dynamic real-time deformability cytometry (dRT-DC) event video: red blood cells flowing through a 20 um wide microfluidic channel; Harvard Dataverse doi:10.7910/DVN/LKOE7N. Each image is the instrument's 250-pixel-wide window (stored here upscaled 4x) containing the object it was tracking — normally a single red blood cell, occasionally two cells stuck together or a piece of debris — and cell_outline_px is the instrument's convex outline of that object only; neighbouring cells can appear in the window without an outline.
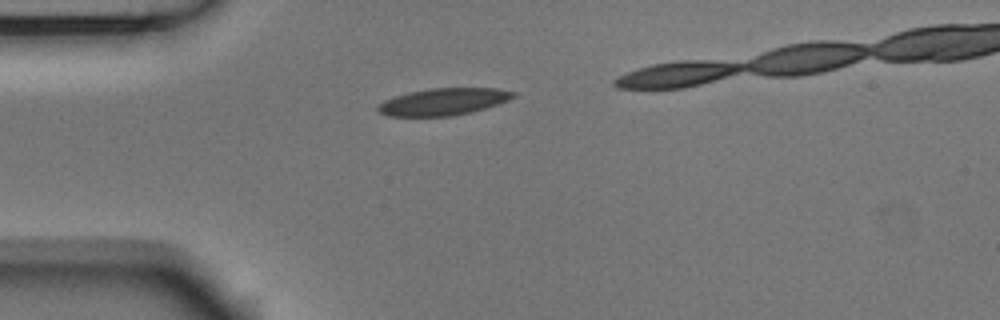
{"species": "Egyptian fruit bat (a non-hibernating species)", "species_latin": "Rousettus aegyptiacus", "temperature_condition": "room temperature", "stored_images_in_passage": 31, "camera_frame_rate_fps": 3000, "um_per_image_px": 0.085, "animal": {"sex": "male"}, "frame": {"image": 1, "passage_image": 1, "time_ms": 0.0, "image_size_px": [1000, 320], "cell_outline_px": [[516, 96], [496, 104], [472, 112], [452, 116], [388, 116], [380, 112], [376, 108], [384, 100], [408, 92], [428, 88], [496, 88], [516, 92]], "centroid_in_image_um": [37.68, 8.64], "position_along_channel_um": 47.3, "area_um2": 21.15}}
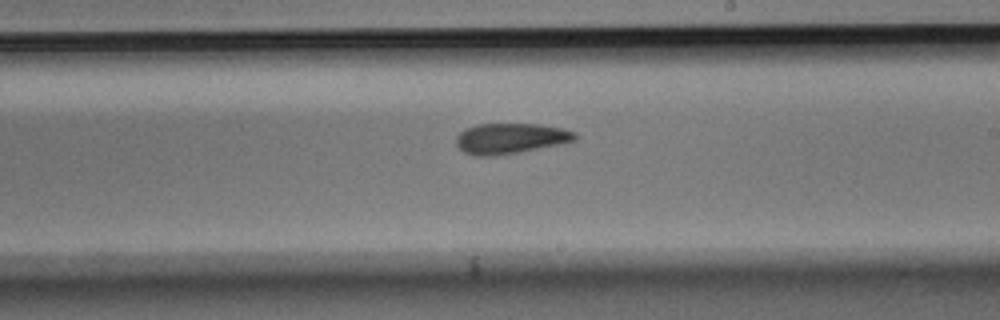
{"frame": {"image": 2, "passage_image": 18, "time_ms": 5.667, "image_size_px": [1000, 320], "cell_outline_px": [[576, 140], [564, 144], [520, 152], [496, 156], [476, 156], [464, 152], [456, 144], [456, 136], [460, 132], [468, 128], [480, 124], [540, 124], [564, 128], [576, 132]], "centroid_in_image_um": [43.44, 11.77], "position_along_channel_um": 245.6, "area_um2": 21.33}}
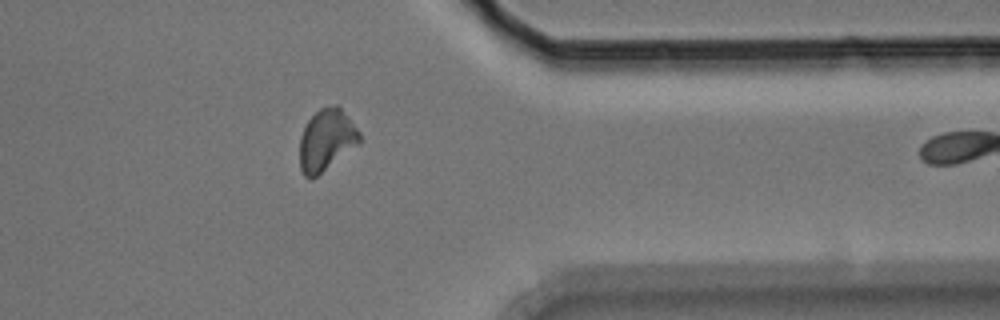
{"frame": {"image": 3, "passage_image": 30, "time_ms": 9.667, "image_size_px": [1000, 320], "cell_outline_px": [[360, 144], [316, 176], [304, 176], [300, 168], [300, 136], [308, 120], [320, 108], [332, 104], [336, 104], [348, 116], [360, 132]], "centroid_in_image_um": [27.76, 11.87], "position_along_channel_um": 383.6, "area_um2": 21.33}}